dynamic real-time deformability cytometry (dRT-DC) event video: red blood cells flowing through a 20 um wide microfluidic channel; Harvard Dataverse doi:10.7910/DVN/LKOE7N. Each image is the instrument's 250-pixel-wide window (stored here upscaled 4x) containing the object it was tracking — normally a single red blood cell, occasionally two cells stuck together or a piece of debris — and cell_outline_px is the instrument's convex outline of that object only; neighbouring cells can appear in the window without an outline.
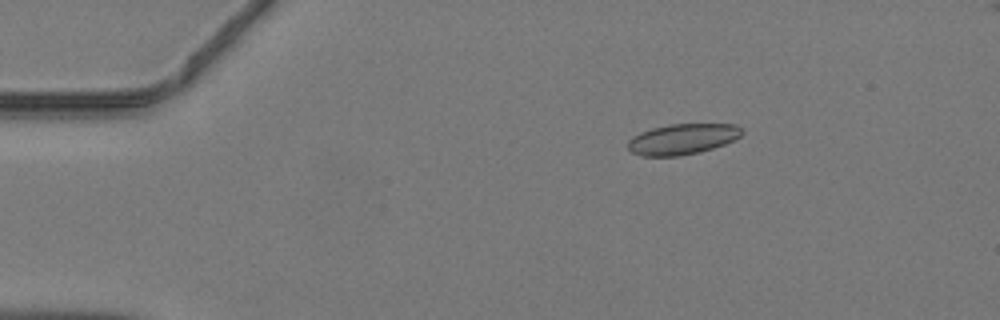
{"species": "common noctule bat (a hibernating species)", "species_latin": "Nyctalus noctula", "temperature_condition": "warm", "stored_images_in_passage": 28, "camera_frame_rate_fps": 3000, "um_per_image_px": 0.085, "animal": {"sex": "male", "body_mass_g": 19.2, "forearm_length_mm": 51.8}, "frame": {"image": 1, "passage_image": 1, "time_ms": 0.0, "image_size_px": [1000, 320], "cell_outline_px": [[744, 132], [740, 136], [724, 144], [700, 152], [680, 156], [640, 156], [632, 152], [628, 148], [628, 140], [632, 136], [640, 132], [652, 128], [668, 124], [736, 124], [744, 128]], "centroid_in_image_um": [58.0, 11.82], "position_along_channel_um": 27.0, "area_um2": 20.52}}
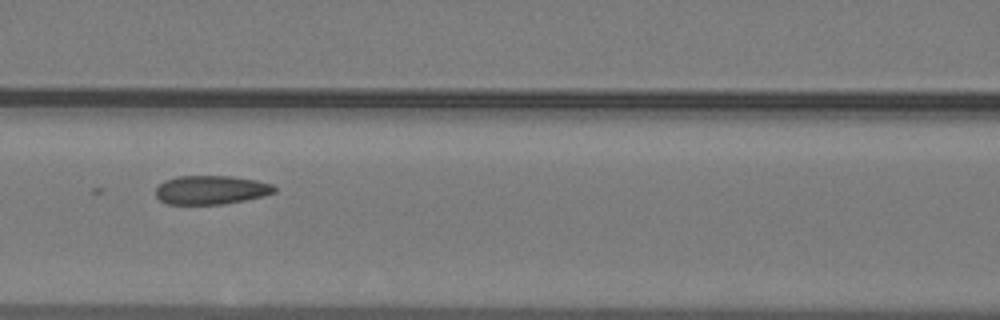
{"frame": {"image": 2, "passage_image": 14, "time_ms": 4.333, "image_size_px": [1000, 320], "cell_outline_px": [[276, 192], [264, 196], [224, 204], [168, 204], [160, 200], [156, 196], [156, 188], [164, 180], [176, 176], [232, 176], [256, 180], [272, 184], [276, 188]], "centroid_in_image_um": [17.94, 16.14], "position_along_channel_um": 148.7, "area_um2": 20.0}}
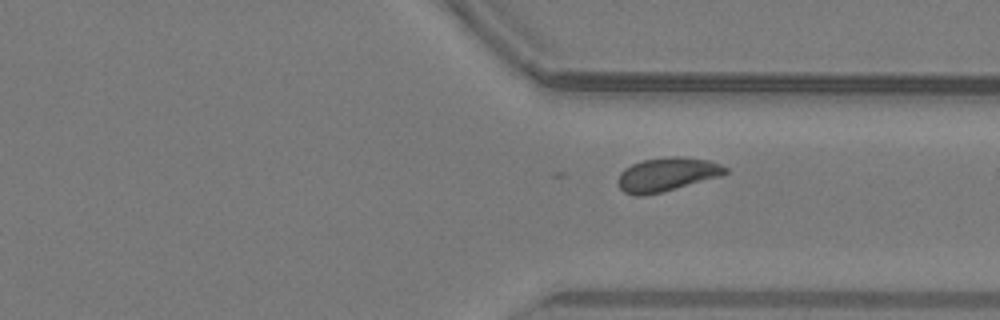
{"frame": {"image": 3, "passage_image": 28, "time_ms": 9.0, "image_size_px": [1000, 320], "cell_outline_px": [[728, 172], [720, 176], [660, 192], [640, 196], [636, 196], [624, 192], [620, 188], [616, 180], [620, 172], [624, 168], [632, 164], [644, 160], [672, 156], [676, 156], [708, 160], [720, 164], [728, 168]], "centroid_in_image_um": [56.65, 14.82], "position_along_channel_um": 354.8, "area_um2": 20.87}}